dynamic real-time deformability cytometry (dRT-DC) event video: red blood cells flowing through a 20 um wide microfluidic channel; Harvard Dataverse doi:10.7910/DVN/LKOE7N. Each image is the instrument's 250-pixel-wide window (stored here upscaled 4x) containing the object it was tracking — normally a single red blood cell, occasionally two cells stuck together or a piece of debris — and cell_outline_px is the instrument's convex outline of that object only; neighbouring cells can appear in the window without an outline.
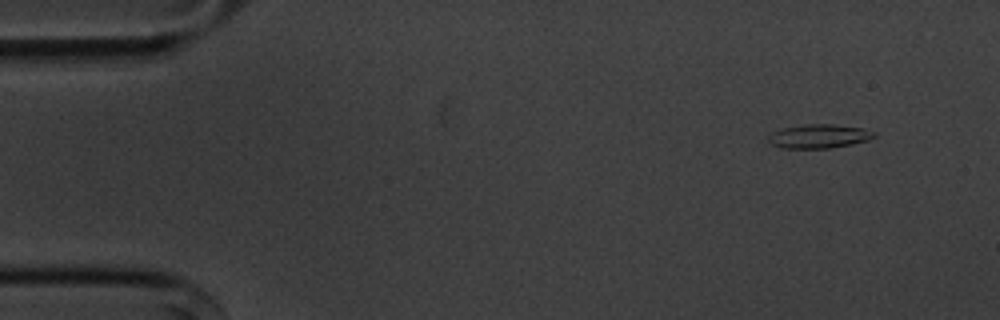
{"species": "common noctule bat (a hibernating species)", "species_latin": "Nyctalus noctula", "temperature_condition": "cold", "stored_images_in_passage": 53, "camera_frame_rate_fps": 3000, "um_per_image_px": 0.085, "animal": {"sex": "male", "body_mass_g": 20.1, "forearm_length_mm": 53.5}, "frame": {"image": 1, "passage_image": 2, "time_ms": 0.333, "image_size_px": [1000, 320], "cell_outline_px": [[876, 136], [868, 140], [852, 144], [828, 148], [780, 148], [772, 144], [768, 140], [768, 136], [772, 132], [784, 128], [804, 124], [832, 124], [864, 128], [876, 132]], "centroid_in_image_um": [69.63, 11.58], "position_along_channel_um": 15.4, "area_um2": 14.74}}
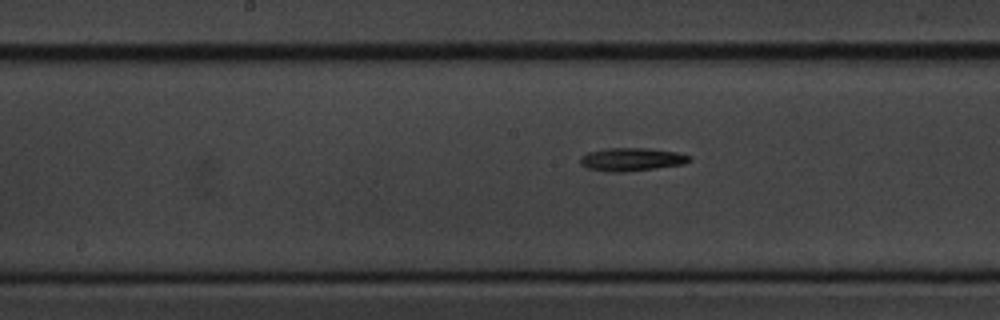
{"frame": {"image": 2, "passage_image": 25, "time_ms": 8.0, "image_size_px": [1000, 320], "cell_outline_px": [[692, 160], [684, 164], [656, 168], [624, 172], [608, 172], [584, 168], [580, 164], [580, 156], [588, 152], [604, 148], [648, 148], [676, 152], [692, 156]], "centroid_in_image_um": [53.66, 13.55], "position_along_channel_um": 194.5, "area_um2": 14.97}}
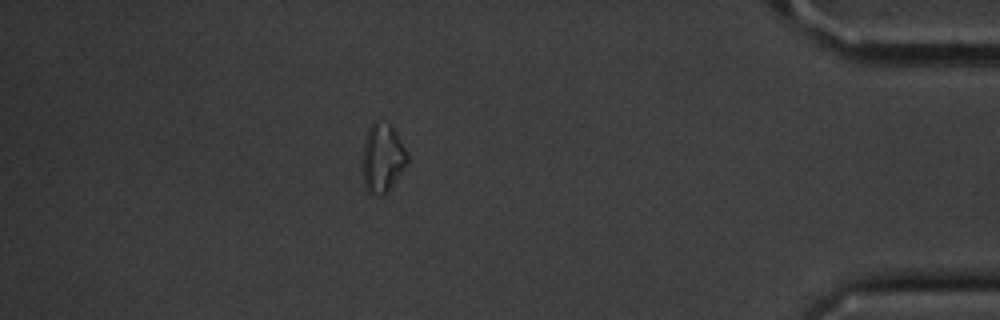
{"frame": {"image": 3, "passage_image": 46, "time_ms": 15.0, "image_size_px": [1000, 320], "cell_outline_px": [[408, 164], [384, 196], [376, 196], [368, 192], [364, 188], [360, 164], [364, 140], [368, 128], [376, 120], [388, 124], [392, 128], [408, 152]], "centroid_in_image_um": [32.47, 13.49], "position_along_channel_um": 402.7, "area_um2": 18.5}, "authors_computed_cell_mechanics": {"area_um2": 14.6812, "velocity_mm_per_s": 3.5984, "shape_relaxation_time_tau1_ms": 3.1803, "shape_relaxation_time_tau2_ms": 11.1579, "deformation_change_tau1": 0.171, "deformation_change_tau2": 0.2779}}